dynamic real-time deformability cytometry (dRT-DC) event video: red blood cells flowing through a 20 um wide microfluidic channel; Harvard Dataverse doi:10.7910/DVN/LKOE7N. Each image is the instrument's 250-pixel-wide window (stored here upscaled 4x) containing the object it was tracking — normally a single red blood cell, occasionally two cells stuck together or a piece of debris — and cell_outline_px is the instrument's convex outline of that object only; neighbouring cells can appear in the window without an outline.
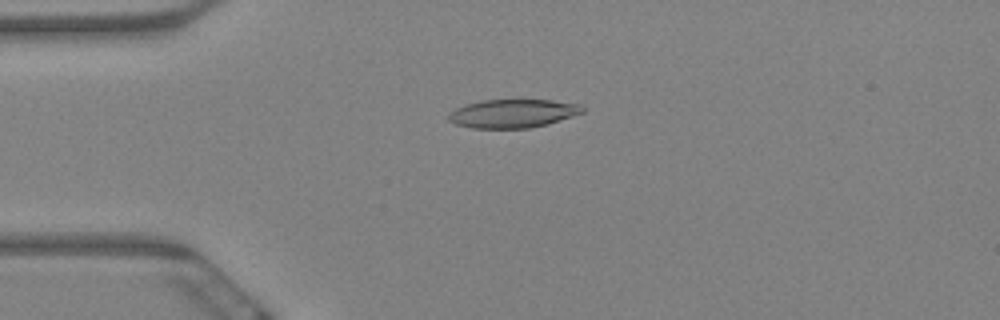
{"species": "Egyptian fruit bat (a non-hibernating species)", "species_latin": "Rousettus aegyptiacus", "temperature_condition": "warm", "stored_images_in_passage": 5, "camera_frame_rate_fps": 3000, "um_per_image_px": 0.085, "animal": {"sex": "female"}, "frame": {"image": 1, "passage_image": 5, "time_ms": 1.333, "image_size_px": [1000, 320], "cell_outline_px": [[584, 112], [548, 124], [528, 128], [472, 128], [456, 124], [448, 120], [448, 112], [464, 104], [480, 100], [552, 100], [580, 104], [584, 108]], "centroid_in_image_um": [43.56, 9.64], "position_along_channel_um": 41.4, "area_um2": 22.31}}